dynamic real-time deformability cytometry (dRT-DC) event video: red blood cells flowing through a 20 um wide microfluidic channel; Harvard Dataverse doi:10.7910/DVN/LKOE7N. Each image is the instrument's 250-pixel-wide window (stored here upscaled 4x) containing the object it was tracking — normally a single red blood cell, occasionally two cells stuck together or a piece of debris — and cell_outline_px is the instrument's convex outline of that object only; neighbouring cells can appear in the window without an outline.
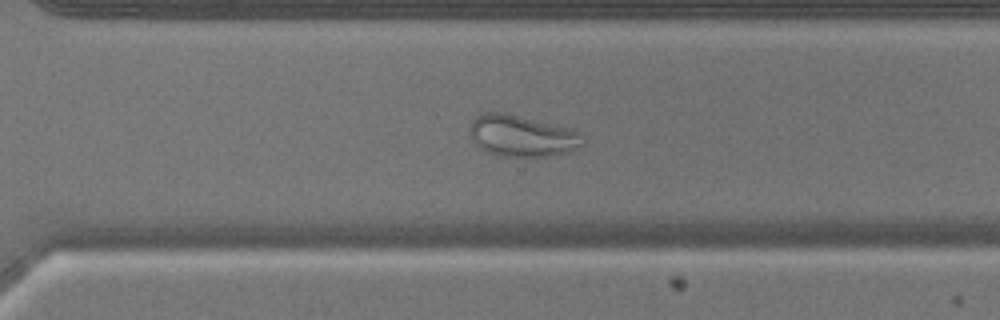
{"species": "common noctule bat (a hibernating species)", "species_latin": "Nyctalus noctula", "temperature_condition": "warm", "stored_images_in_passage": 52, "camera_frame_rate_fps": 3000, "um_per_image_px": 0.085, "animal": {"sex": "male", "body_mass_g": 17.9}, "frame": {"image": 1, "passage_image": 37, "time_ms": 12.0, "image_size_px": [1000, 320], "cell_outline_px": [[584, 144], [572, 152], [548, 156], [504, 156], [488, 152], [480, 148], [472, 140], [472, 120], [480, 112], [504, 112], [572, 128], [580, 132], [584, 136]], "centroid_in_image_um": [44.43, 11.54], "position_along_channel_um": 326.2, "area_um2": 27.46}}